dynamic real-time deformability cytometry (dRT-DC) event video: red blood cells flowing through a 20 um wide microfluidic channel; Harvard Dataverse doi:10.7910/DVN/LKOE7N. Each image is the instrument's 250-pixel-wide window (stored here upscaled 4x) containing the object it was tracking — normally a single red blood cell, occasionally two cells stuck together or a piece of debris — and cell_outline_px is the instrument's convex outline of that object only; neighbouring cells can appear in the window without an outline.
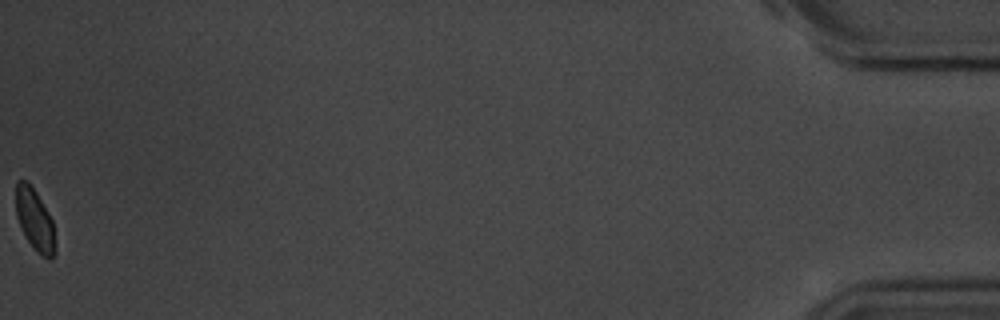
{"species": "common noctule bat (a hibernating species)", "species_latin": "Nyctalus noctula", "temperature_condition": "room temperature", "stored_images_in_passage": 51, "camera_frame_rate_fps": 3000, "um_per_image_px": 0.085, "animal": {"sex": "male", "body_mass_g": 20.1, "forearm_length_mm": 53.5}, "frame": {"image": 1, "passage_image": 51, "time_ms": 16.667, "image_size_px": [1000, 320], "cell_outline_px": [[56, 252], [52, 260], [48, 260], [36, 252], [28, 240], [16, 216], [16, 184], [20, 180], [28, 180], [36, 192], [48, 212], [52, 220], [56, 244]], "centroid_in_image_um": [2.99, 18.72], "position_along_channel_um": 432.2, "area_um2": 14.22}, "authors_computed_cell_mechanics": {"area_um2": 15.7794, "velocity_mm_per_s": 3.639, "shape_relaxation_time_tau1_ms": null, "shape_relaxation_time_tau2_ms": 2.8232, "deformation_change_tau1": null, "deformation_change_tau2": 0.0599}}